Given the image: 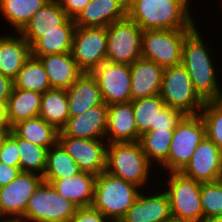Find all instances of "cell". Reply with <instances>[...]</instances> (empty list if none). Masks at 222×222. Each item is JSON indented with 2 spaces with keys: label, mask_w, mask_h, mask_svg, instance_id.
<instances>
[{
  "label": "cell",
  "mask_w": 222,
  "mask_h": 222,
  "mask_svg": "<svg viewBox=\"0 0 222 222\" xmlns=\"http://www.w3.org/2000/svg\"><path fill=\"white\" fill-rule=\"evenodd\" d=\"M198 27L199 25L185 37L181 63L186 68L195 91L204 101L220 99L222 86L219 85L221 83L218 81L217 73L220 70L215 66L218 64L214 63L217 51L208 45L209 41H206V38H202L201 29ZM213 51L215 53L212 54Z\"/></svg>",
  "instance_id": "1"
},
{
  "label": "cell",
  "mask_w": 222,
  "mask_h": 222,
  "mask_svg": "<svg viewBox=\"0 0 222 222\" xmlns=\"http://www.w3.org/2000/svg\"><path fill=\"white\" fill-rule=\"evenodd\" d=\"M191 0H127V16L142 30L194 29ZM197 22V23H196Z\"/></svg>",
  "instance_id": "2"
},
{
  "label": "cell",
  "mask_w": 222,
  "mask_h": 222,
  "mask_svg": "<svg viewBox=\"0 0 222 222\" xmlns=\"http://www.w3.org/2000/svg\"><path fill=\"white\" fill-rule=\"evenodd\" d=\"M153 168L155 170L143 152L139 141L108 143L106 172L146 190L150 189L154 183L153 175L156 171ZM150 176L152 177L150 178ZM150 181H153L151 185L148 183Z\"/></svg>",
  "instance_id": "3"
},
{
  "label": "cell",
  "mask_w": 222,
  "mask_h": 222,
  "mask_svg": "<svg viewBox=\"0 0 222 222\" xmlns=\"http://www.w3.org/2000/svg\"><path fill=\"white\" fill-rule=\"evenodd\" d=\"M142 189L106 171L96 176L92 207L112 222H120Z\"/></svg>",
  "instance_id": "4"
},
{
  "label": "cell",
  "mask_w": 222,
  "mask_h": 222,
  "mask_svg": "<svg viewBox=\"0 0 222 222\" xmlns=\"http://www.w3.org/2000/svg\"><path fill=\"white\" fill-rule=\"evenodd\" d=\"M167 175V176H166ZM168 179L164 180V177ZM158 179L169 198L172 217L189 222H201L204 218L201 201L202 183L184 176L181 172H168ZM165 181V182H164ZM166 183V184H165Z\"/></svg>",
  "instance_id": "5"
},
{
  "label": "cell",
  "mask_w": 222,
  "mask_h": 222,
  "mask_svg": "<svg viewBox=\"0 0 222 222\" xmlns=\"http://www.w3.org/2000/svg\"><path fill=\"white\" fill-rule=\"evenodd\" d=\"M159 95L166 106L178 109L185 115H198L205 104L182 63L164 68Z\"/></svg>",
  "instance_id": "6"
},
{
  "label": "cell",
  "mask_w": 222,
  "mask_h": 222,
  "mask_svg": "<svg viewBox=\"0 0 222 222\" xmlns=\"http://www.w3.org/2000/svg\"><path fill=\"white\" fill-rule=\"evenodd\" d=\"M205 136L206 127L200 114L185 115L174 129L168 159L160 166L161 174L180 172Z\"/></svg>",
  "instance_id": "7"
},
{
  "label": "cell",
  "mask_w": 222,
  "mask_h": 222,
  "mask_svg": "<svg viewBox=\"0 0 222 222\" xmlns=\"http://www.w3.org/2000/svg\"><path fill=\"white\" fill-rule=\"evenodd\" d=\"M72 202L42 181L29 198L22 222H70L77 210Z\"/></svg>",
  "instance_id": "8"
},
{
  "label": "cell",
  "mask_w": 222,
  "mask_h": 222,
  "mask_svg": "<svg viewBox=\"0 0 222 222\" xmlns=\"http://www.w3.org/2000/svg\"><path fill=\"white\" fill-rule=\"evenodd\" d=\"M192 30H143L142 58L151 60L163 68L181 64L183 42Z\"/></svg>",
  "instance_id": "9"
},
{
  "label": "cell",
  "mask_w": 222,
  "mask_h": 222,
  "mask_svg": "<svg viewBox=\"0 0 222 222\" xmlns=\"http://www.w3.org/2000/svg\"><path fill=\"white\" fill-rule=\"evenodd\" d=\"M142 28L128 16L107 27L106 61L131 65L142 57Z\"/></svg>",
  "instance_id": "10"
},
{
  "label": "cell",
  "mask_w": 222,
  "mask_h": 222,
  "mask_svg": "<svg viewBox=\"0 0 222 222\" xmlns=\"http://www.w3.org/2000/svg\"><path fill=\"white\" fill-rule=\"evenodd\" d=\"M71 53L78 67L91 73L107 59V27L76 26Z\"/></svg>",
  "instance_id": "11"
},
{
  "label": "cell",
  "mask_w": 222,
  "mask_h": 222,
  "mask_svg": "<svg viewBox=\"0 0 222 222\" xmlns=\"http://www.w3.org/2000/svg\"><path fill=\"white\" fill-rule=\"evenodd\" d=\"M91 74L97 80L105 104L131 102L130 65L104 61Z\"/></svg>",
  "instance_id": "12"
},
{
  "label": "cell",
  "mask_w": 222,
  "mask_h": 222,
  "mask_svg": "<svg viewBox=\"0 0 222 222\" xmlns=\"http://www.w3.org/2000/svg\"><path fill=\"white\" fill-rule=\"evenodd\" d=\"M42 181L39 174L21 172L10 184L0 187V218L21 219L29 198Z\"/></svg>",
  "instance_id": "13"
},
{
  "label": "cell",
  "mask_w": 222,
  "mask_h": 222,
  "mask_svg": "<svg viewBox=\"0 0 222 222\" xmlns=\"http://www.w3.org/2000/svg\"><path fill=\"white\" fill-rule=\"evenodd\" d=\"M58 142L77 163L82 172L97 176L106 170L108 142L105 139L58 136Z\"/></svg>",
  "instance_id": "14"
},
{
  "label": "cell",
  "mask_w": 222,
  "mask_h": 222,
  "mask_svg": "<svg viewBox=\"0 0 222 222\" xmlns=\"http://www.w3.org/2000/svg\"><path fill=\"white\" fill-rule=\"evenodd\" d=\"M184 176L201 183L220 180L222 150L207 136L199 143L190 161L180 171Z\"/></svg>",
  "instance_id": "15"
},
{
  "label": "cell",
  "mask_w": 222,
  "mask_h": 222,
  "mask_svg": "<svg viewBox=\"0 0 222 222\" xmlns=\"http://www.w3.org/2000/svg\"><path fill=\"white\" fill-rule=\"evenodd\" d=\"M159 187L156 192L142 190L120 222H164L172 217L169 198Z\"/></svg>",
  "instance_id": "16"
},
{
  "label": "cell",
  "mask_w": 222,
  "mask_h": 222,
  "mask_svg": "<svg viewBox=\"0 0 222 222\" xmlns=\"http://www.w3.org/2000/svg\"><path fill=\"white\" fill-rule=\"evenodd\" d=\"M108 119V105L104 102L91 107L82 115L69 117L58 136L81 139H105Z\"/></svg>",
  "instance_id": "17"
},
{
  "label": "cell",
  "mask_w": 222,
  "mask_h": 222,
  "mask_svg": "<svg viewBox=\"0 0 222 222\" xmlns=\"http://www.w3.org/2000/svg\"><path fill=\"white\" fill-rule=\"evenodd\" d=\"M127 17V0H91L74 19L80 27H108Z\"/></svg>",
  "instance_id": "18"
},
{
  "label": "cell",
  "mask_w": 222,
  "mask_h": 222,
  "mask_svg": "<svg viewBox=\"0 0 222 222\" xmlns=\"http://www.w3.org/2000/svg\"><path fill=\"white\" fill-rule=\"evenodd\" d=\"M136 128L132 102L108 106L105 140L108 143L136 142L140 139Z\"/></svg>",
  "instance_id": "19"
},
{
  "label": "cell",
  "mask_w": 222,
  "mask_h": 222,
  "mask_svg": "<svg viewBox=\"0 0 222 222\" xmlns=\"http://www.w3.org/2000/svg\"><path fill=\"white\" fill-rule=\"evenodd\" d=\"M69 19L58 0H50L35 12L19 33L31 47L41 37V33L61 31Z\"/></svg>",
  "instance_id": "20"
},
{
  "label": "cell",
  "mask_w": 222,
  "mask_h": 222,
  "mask_svg": "<svg viewBox=\"0 0 222 222\" xmlns=\"http://www.w3.org/2000/svg\"><path fill=\"white\" fill-rule=\"evenodd\" d=\"M130 70L132 101L160 94L162 66L141 57L130 65Z\"/></svg>",
  "instance_id": "21"
},
{
  "label": "cell",
  "mask_w": 222,
  "mask_h": 222,
  "mask_svg": "<svg viewBox=\"0 0 222 222\" xmlns=\"http://www.w3.org/2000/svg\"><path fill=\"white\" fill-rule=\"evenodd\" d=\"M30 56V45L19 32L0 34V74L14 81Z\"/></svg>",
  "instance_id": "22"
},
{
  "label": "cell",
  "mask_w": 222,
  "mask_h": 222,
  "mask_svg": "<svg viewBox=\"0 0 222 222\" xmlns=\"http://www.w3.org/2000/svg\"><path fill=\"white\" fill-rule=\"evenodd\" d=\"M33 57L44 65L51 88L68 89L84 73L71 52Z\"/></svg>",
  "instance_id": "23"
},
{
  "label": "cell",
  "mask_w": 222,
  "mask_h": 222,
  "mask_svg": "<svg viewBox=\"0 0 222 222\" xmlns=\"http://www.w3.org/2000/svg\"><path fill=\"white\" fill-rule=\"evenodd\" d=\"M66 91L70 117L103 103L97 80L91 73L84 72Z\"/></svg>",
  "instance_id": "24"
},
{
  "label": "cell",
  "mask_w": 222,
  "mask_h": 222,
  "mask_svg": "<svg viewBox=\"0 0 222 222\" xmlns=\"http://www.w3.org/2000/svg\"><path fill=\"white\" fill-rule=\"evenodd\" d=\"M50 183L58 194L78 208L90 207L93 203L96 175L81 172L66 179L43 180Z\"/></svg>",
  "instance_id": "25"
},
{
  "label": "cell",
  "mask_w": 222,
  "mask_h": 222,
  "mask_svg": "<svg viewBox=\"0 0 222 222\" xmlns=\"http://www.w3.org/2000/svg\"><path fill=\"white\" fill-rule=\"evenodd\" d=\"M75 28V21L70 18L61 27V31L41 33V37L30 47L31 56L71 52Z\"/></svg>",
  "instance_id": "26"
},
{
  "label": "cell",
  "mask_w": 222,
  "mask_h": 222,
  "mask_svg": "<svg viewBox=\"0 0 222 222\" xmlns=\"http://www.w3.org/2000/svg\"><path fill=\"white\" fill-rule=\"evenodd\" d=\"M42 94L36 91L13 88L7 100L9 124L37 117L41 108Z\"/></svg>",
  "instance_id": "27"
},
{
  "label": "cell",
  "mask_w": 222,
  "mask_h": 222,
  "mask_svg": "<svg viewBox=\"0 0 222 222\" xmlns=\"http://www.w3.org/2000/svg\"><path fill=\"white\" fill-rule=\"evenodd\" d=\"M20 138L49 149L58 142L59 131L40 116L22 120L11 127Z\"/></svg>",
  "instance_id": "28"
},
{
  "label": "cell",
  "mask_w": 222,
  "mask_h": 222,
  "mask_svg": "<svg viewBox=\"0 0 222 222\" xmlns=\"http://www.w3.org/2000/svg\"><path fill=\"white\" fill-rule=\"evenodd\" d=\"M38 116L60 131L70 117L66 89L52 88L45 91Z\"/></svg>",
  "instance_id": "29"
},
{
  "label": "cell",
  "mask_w": 222,
  "mask_h": 222,
  "mask_svg": "<svg viewBox=\"0 0 222 222\" xmlns=\"http://www.w3.org/2000/svg\"><path fill=\"white\" fill-rule=\"evenodd\" d=\"M50 0H0V15L12 31L20 32L37 10Z\"/></svg>",
  "instance_id": "30"
},
{
  "label": "cell",
  "mask_w": 222,
  "mask_h": 222,
  "mask_svg": "<svg viewBox=\"0 0 222 222\" xmlns=\"http://www.w3.org/2000/svg\"><path fill=\"white\" fill-rule=\"evenodd\" d=\"M81 172L77 163L59 142L48 149L43 180L66 179Z\"/></svg>",
  "instance_id": "31"
},
{
  "label": "cell",
  "mask_w": 222,
  "mask_h": 222,
  "mask_svg": "<svg viewBox=\"0 0 222 222\" xmlns=\"http://www.w3.org/2000/svg\"><path fill=\"white\" fill-rule=\"evenodd\" d=\"M174 130H149L140 136L139 143L148 161L156 168L167 159Z\"/></svg>",
  "instance_id": "32"
},
{
  "label": "cell",
  "mask_w": 222,
  "mask_h": 222,
  "mask_svg": "<svg viewBox=\"0 0 222 222\" xmlns=\"http://www.w3.org/2000/svg\"><path fill=\"white\" fill-rule=\"evenodd\" d=\"M13 88L36 91L43 94L52 89L44 65L39 58L30 56L13 81Z\"/></svg>",
  "instance_id": "33"
},
{
  "label": "cell",
  "mask_w": 222,
  "mask_h": 222,
  "mask_svg": "<svg viewBox=\"0 0 222 222\" xmlns=\"http://www.w3.org/2000/svg\"><path fill=\"white\" fill-rule=\"evenodd\" d=\"M131 102L138 133L142 135L153 130L157 126L158 112L166 106L161 96L153 95Z\"/></svg>",
  "instance_id": "34"
},
{
  "label": "cell",
  "mask_w": 222,
  "mask_h": 222,
  "mask_svg": "<svg viewBox=\"0 0 222 222\" xmlns=\"http://www.w3.org/2000/svg\"><path fill=\"white\" fill-rule=\"evenodd\" d=\"M20 171L43 176L48 149L18 137Z\"/></svg>",
  "instance_id": "35"
},
{
  "label": "cell",
  "mask_w": 222,
  "mask_h": 222,
  "mask_svg": "<svg viewBox=\"0 0 222 222\" xmlns=\"http://www.w3.org/2000/svg\"><path fill=\"white\" fill-rule=\"evenodd\" d=\"M199 114L205 123L206 136L222 150V98L205 101Z\"/></svg>",
  "instance_id": "36"
},
{
  "label": "cell",
  "mask_w": 222,
  "mask_h": 222,
  "mask_svg": "<svg viewBox=\"0 0 222 222\" xmlns=\"http://www.w3.org/2000/svg\"><path fill=\"white\" fill-rule=\"evenodd\" d=\"M201 201L204 218L222 216V182L202 183Z\"/></svg>",
  "instance_id": "37"
},
{
  "label": "cell",
  "mask_w": 222,
  "mask_h": 222,
  "mask_svg": "<svg viewBox=\"0 0 222 222\" xmlns=\"http://www.w3.org/2000/svg\"><path fill=\"white\" fill-rule=\"evenodd\" d=\"M0 162L13 167H20L18 136L12 130L2 144Z\"/></svg>",
  "instance_id": "38"
},
{
  "label": "cell",
  "mask_w": 222,
  "mask_h": 222,
  "mask_svg": "<svg viewBox=\"0 0 222 222\" xmlns=\"http://www.w3.org/2000/svg\"><path fill=\"white\" fill-rule=\"evenodd\" d=\"M184 116L182 111L165 106L158 112L157 126L153 130H174Z\"/></svg>",
  "instance_id": "39"
},
{
  "label": "cell",
  "mask_w": 222,
  "mask_h": 222,
  "mask_svg": "<svg viewBox=\"0 0 222 222\" xmlns=\"http://www.w3.org/2000/svg\"><path fill=\"white\" fill-rule=\"evenodd\" d=\"M70 222H112L94 207L77 208Z\"/></svg>",
  "instance_id": "40"
},
{
  "label": "cell",
  "mask_w": 222,
  "mask_h": 222,
  "mask_svg": "<svg viewBox=\"0 0 222 222\" xmlns=\"http://www.w3.org/2000/svg\"><path fill=\"white\" fill-rule=\"evenodd\" d=\"M91 0H58L69 18L75 19Z\"/></svg>",
  "instance_id": "41"
},
{
  "label": "cell",
  "mask_w": 222,
  "mask_h": 222,
  "mask_svg": "<svg viewBox=\"0 0 222 222\" xmlns=\"http://www.w3.org/2000/svg\"><path fill=\"white\" fill-rule=\"evenodd\" d=\"M20 173V167L0 162V187L10 184Z\"/></svg>",
  "instance_id": "42"
},
{
  "label": "cell",
  "mask_w": 222,
  "mask_h": 222,
  "mask_svg": "<svg viewBox=\"0 0 222 222\" xmlns=\"http://www.w3.org/2000/svg\"><path fill=\"white\" fill-rule=\"evenodd\" d=\"M13 80L0 74V100L7 101L11 95Z\"/></svg>",
  "instance_id": "43"
},
{
  "label": "cell",
  "mask_w": 222,
  "mask_h": 222,
  "mask_svg": "<svg viewBox=\"0 0 222 222\" xmlns=\"http://www.w3.org/2000/svg\"><path fill=\"white\" fill-rule=\"evenodd\" d=\"M7 101L0 100V129H11L7 116Z\"/></svg>",
  "instance_id": "44"
},
{
  "label": "cell",
  "mask_w": 222,
  "mask_h": 222,
  "mask_svg": "<svg viewBox=\"0 0 222 222\" xmlns=\"http://www.w3.org/2000/svg\"><path fill=\"white\" fill-rule=\"evenodd\" d=\"M11 129H0V152L2 148V144L4 142L5 137L9 134Z\"/></svg>",
  "instance_id": "45"
},
{
  "label": "cell",
  "mask_w": 222,
  "mask_h": 222,
  "mask_svg": "<svg viewBox=\"0 0 222 222\" xmlns=\"http://www.w3.org/2000/svg\"><path fill=\"white\" fill-rule=\"evenodd\" d=\"M201 222H222V216L218 217H205Z\"/></svg>",
  "instance_id": "46"
},
{
  "label": "cell",
  "mask_w": 222,
  "mask_h": 222,
  "mask_svg": "<svg viewBox=\"0 0 222 222\" xmlns=\"http://www.w3.org/2000/svg\"><path fill=\"white\" fill-rule=\"evenodd\" d=\"M164 222H189V221L180 220V219L175 218V217H170L168 220H166Z\"/></svg>",
  "instance_id": "47"
},
{
  "label": "cell",
  "mask_w": 222,
  "mask_h": 222,
  "mask_svg": "<svg viewBox=\"0 0 222 222\" xmlns=\"http://www.w3.org/2000/svg\"><path fill=\"white\" fill-rule=\"evenodd\" d=\"M0 222H22L20 219H6L0 218Z\"/></svg>",
  "instance_id": "48"
}]
</instances>
